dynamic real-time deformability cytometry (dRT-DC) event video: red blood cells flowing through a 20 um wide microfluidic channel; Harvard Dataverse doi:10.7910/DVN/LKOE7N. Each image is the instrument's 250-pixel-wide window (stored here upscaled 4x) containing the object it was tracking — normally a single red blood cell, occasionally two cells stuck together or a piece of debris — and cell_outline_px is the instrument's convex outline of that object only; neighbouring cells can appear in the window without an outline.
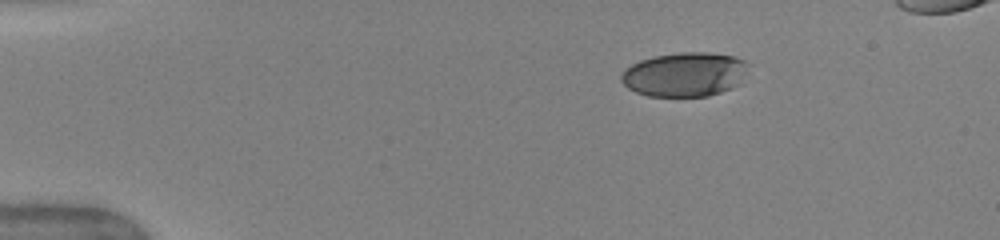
{"species": "human", "species_latin": "Homo sapiens", "temperature_condition": "warm", "stored_images_in_passage": 43, "camera_frame_rate_fps": 3000, "um_per_image_px": 0.085, "donor": {"sex": "female"}, "frame": {"image": 1, "passage_image": 1, "time_ms": 0.0, "image_size_px": [1000, 240], "cell_outline_px": [[748, 64], [740, 84], [732, 88], [708, 96], [648, 96], [636, 92], [628, 88], [620, 80], [620, 76], [624, 68], [640, 60], [652, 56], [680, 52], [708, 52], [732, 56], [744, 60]], "centroid_in_image_um": [58.17, 6.32], "position_along_channel_um": 26.8, "area_um2": 32.89}}
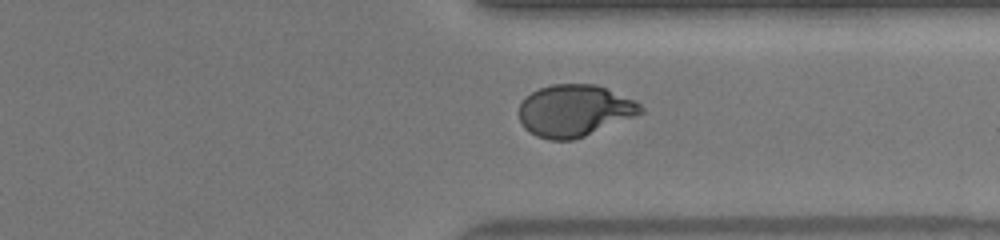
{"frame": {"image": 2, "passage_image": 32, "time_ms": 10.333, "image_size_px": [1000, 240], "cell_outline_px": [[644, 112], [636, 116], [584, 136], [572, 140], [548, 140], [536, 136], [524, 128], [520, 120], [520, 104], [532, 92], [540, 88], [552, 84], [596, 84], [636, 100], [644, 108]], "centroid_in_image_um": [48.86, 9.4], "position_along_channel_um": 362.5, "area_um2": 36.7}}
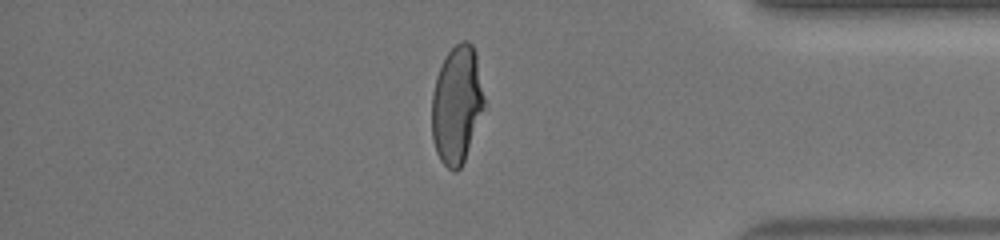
{"frame": {"image": 3, "passage_image": 36, "time_ms": 11.667, "image_size_px": [1000, 240], "cell_outline_px": [[484, 104], [464, 160], [460, 168], [456, 172], [452, 172], [440, 160], [436, 152], [432, 140], [432, 92], [436, 76], [448, 52], [460, 40], [468, 40], [472, 44], [476, 56], [484, 96]], "centroid_in_image_um": [38.8, 8.89], "position_along_channel_um": 396.4, "area_um2": 35.49}}